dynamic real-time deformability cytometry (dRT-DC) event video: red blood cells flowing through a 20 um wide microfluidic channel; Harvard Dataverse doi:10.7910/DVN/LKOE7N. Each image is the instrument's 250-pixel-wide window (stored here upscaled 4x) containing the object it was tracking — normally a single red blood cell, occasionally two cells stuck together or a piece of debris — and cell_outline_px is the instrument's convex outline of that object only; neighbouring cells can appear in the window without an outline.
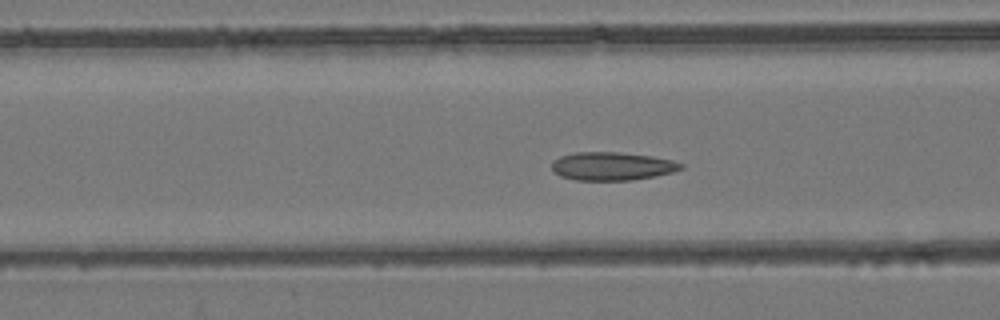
{"species": "common noctule bat (a hibernating species)", "species_latin": "Nyctalus noctula", "temperature_condition": "room temperature", "stored_images_in_passage": 54, "camera_frame_rate_fps": 3000, "um_per_image_px": 0.085, "animal": {"sex": "female", "body_mass_g": 24.6, "forearm_length_mm": 56.2}, "frame": {"image": 1, "passage_image": 21, "time_ms": 6.667, "image_size_px": [1000, 320], "cell_outline_px": [[684, 168], [672, 172], [656, 176], [632, 180], [576, 180], [560, 176], [552, 168], [552, 160], [560, 156], [576, 152], [616, 152], [652, 156], [672, 160], [684, 164]], "centroid_in_image_um": [52.04, 14.12], "position_along_channel_um": 114.6, "area_um2": 21.27}}
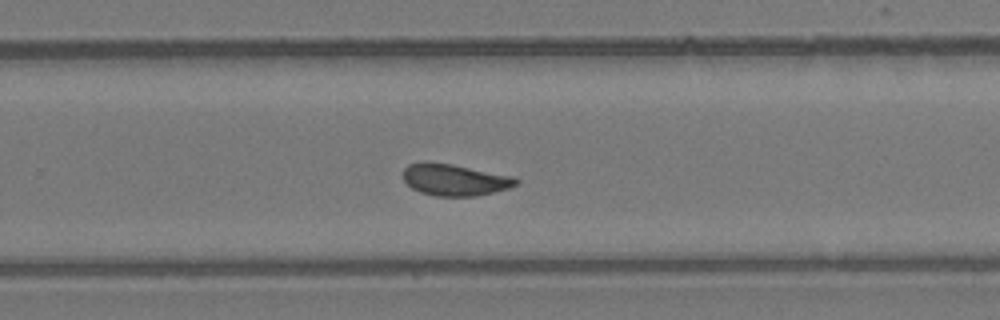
{"frame": {"image": 2, "passage_image": 35, "time_ms": 11.333, "image_size_px": [1000, 320], "cell_outline_px": [[520, 180], [516, 184], [508, 188], [476, 196], [436, 196], [420, 192], [412, 188], [404, 180], [404, 168], [408, 164], [452, 164], [512, 176]], "centroid_in_image_um": [38.68, 15.31], "position_along_channel_um": 291.1, "area_um2": 20.17}}
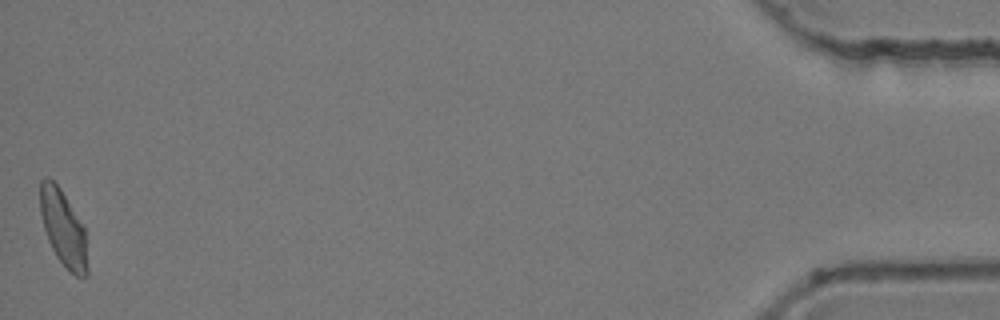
{"frame": {"image": 3, "passage_image": 54, "time_ms": 17.667, "image_size_px": [1000, 320], "cell_outline_px": [[88, 276], [76, 276], [56, 256], [48, 240], [44, 228], [40, 212], [40, 180], [44, 176], [48, 176], [60, 188], [84, 228], [88, 268]], "centroid_in_image_um": [5.36, 19.38], "position_along_channel_um": 429.8, "area_um2": 20.58}, "authors_computed_cell_mechanics": {"area_um2": 20.9525, "velocity_mm_per_s": 3.7908, "shape_relaxation_time_tau1_ms": null, "shape_relaxation_time_tau2_ms": 1.6368, "deformation_change_tau1": null, "deformation_change_tau2": 0.0513}}